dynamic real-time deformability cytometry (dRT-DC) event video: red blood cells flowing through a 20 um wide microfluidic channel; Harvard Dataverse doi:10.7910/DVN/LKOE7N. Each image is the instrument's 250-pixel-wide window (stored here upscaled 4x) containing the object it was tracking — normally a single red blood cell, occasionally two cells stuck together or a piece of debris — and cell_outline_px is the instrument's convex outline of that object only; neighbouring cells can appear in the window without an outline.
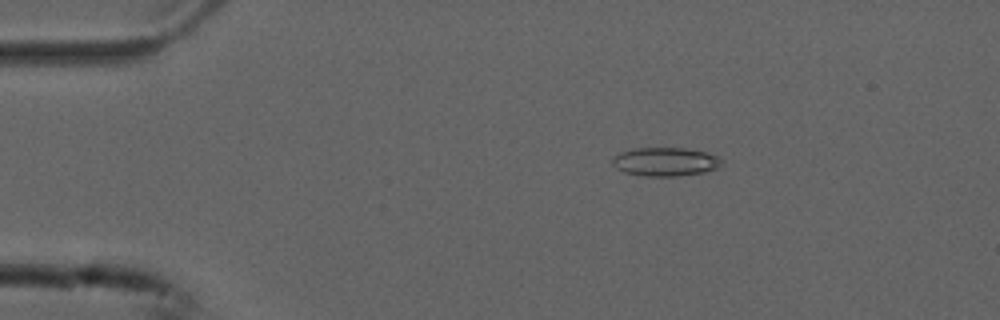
{"species": "common noctule bat (a hibernating species)", "species_latin": "Nyctalus noctula", "temperature_condition": "cold", "stored_images_in_passage": 54, "camera_frame_rate_fps": 3000, "um_per_image_px": 0.085, "animal": {"sex": "male", "forearm_length_mm": 52.5}, "frame": {"image": 1, "passage_image": 10, "time_ms": 3.0, "image_size_px": [1000, 320], "cell_outline_px": [[724, 164], [720, 168], [704, 172], [676, 176], [644, 176], [624, 172], [616, 168], [612, 164], [612, 156], [620, 152], [632, 148], [684, 148], [704, 152], [716, 156], [724, 160]], "centroid_in_image_um": [56.55, 13.75], "position_along_channel_um": 28.4, "area_um2": 18.44}}
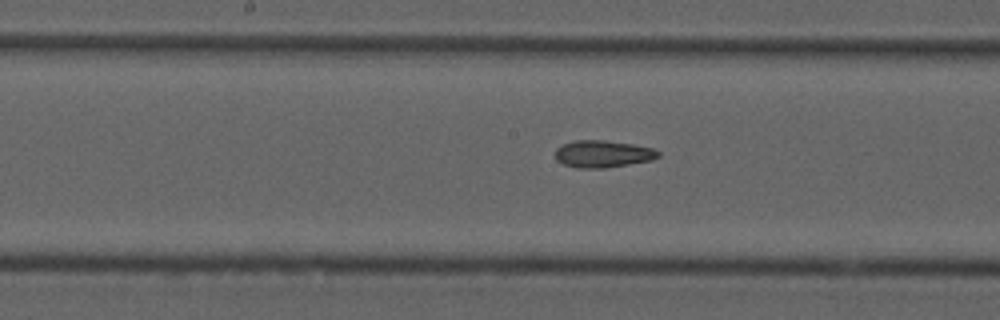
{"frame": {"image": 2, "passage_image": 28, "time_ms": 9.0, "image_size_px": [1000, 320], "cell_outline_px": [[660, 156], [652, 160], [604, 168], [576, 168], [564, 164], [556, 160], [556, 148], [564, 144], [576, 140], [604, 140], [632, 144], [652, 148], [660, 152]], "centroid_in_image_um": [51.24, 13.08], "position_along_channel_um": 197.0, "area_um2": 16.18}}
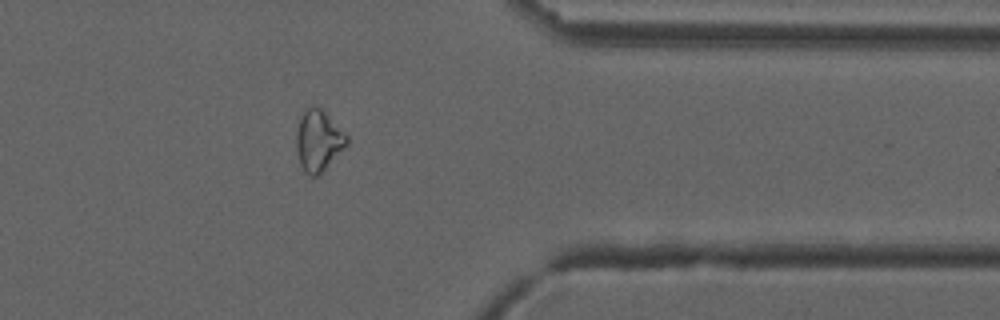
{"frame": {"image": 3, "passage_image": 44, "time_ms": 14.333, "image_size_px": [1000, 320], "cell_outline_px": [[348, 144], [320, 176], [308, 176], [304, 172], [300, 164], [296, 152], [296, 132], [300, 116], [308, 108], [320, 108], [348, 136]], "centroid_in_image_um": [27.05, 12.03], "position_along_channel_um": 384.3, "area_um2": 17.98}, "authors_computed_cell_mechanics": {"area_um2": 18.1203, "velocity_mm_per_s": 3.7639, "shape_relaxation_time_tau1_ms": null, "shape_relaxation_time_tau2_ms": 6.9044, "deformation_change_tau1": null, "deformation_change_tau2": 0.1548}}